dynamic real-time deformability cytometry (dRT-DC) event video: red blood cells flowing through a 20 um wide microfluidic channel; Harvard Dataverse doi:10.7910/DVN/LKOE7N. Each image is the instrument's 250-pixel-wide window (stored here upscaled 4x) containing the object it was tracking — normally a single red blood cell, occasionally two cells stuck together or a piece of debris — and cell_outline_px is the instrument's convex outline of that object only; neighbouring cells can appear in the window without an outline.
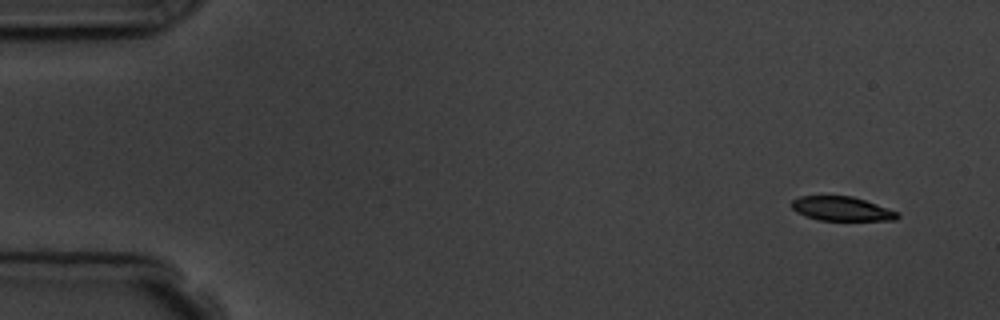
{"species": "common noctule bat (a hibernating species)", "species_latin": "Nyctalus noctula", "temperature_condition": "room temperature", "stored_images_in_passage": 4, "camera_frame_rate_fps": 3000, "um_per_image_px": 0.085, "animal": {"sex": "male", "body_mass_g": 19.5, "forearm_length_mm": 54.6}, "frame": {"image": 1, "passage_image": 1, "time_ms": 0.0, "image_size_px": [1000, 320], "cell_outline_px": [[900, 216], [896, 220], [816, 220], [796, 212], [792, 208], [792, 200], [800, 196], [852, 196], [900, 212]], "centroid_in_image_um": [71.55, 17.75], "position_along_channel_um": 13.4, "area_um2": 14.91}}